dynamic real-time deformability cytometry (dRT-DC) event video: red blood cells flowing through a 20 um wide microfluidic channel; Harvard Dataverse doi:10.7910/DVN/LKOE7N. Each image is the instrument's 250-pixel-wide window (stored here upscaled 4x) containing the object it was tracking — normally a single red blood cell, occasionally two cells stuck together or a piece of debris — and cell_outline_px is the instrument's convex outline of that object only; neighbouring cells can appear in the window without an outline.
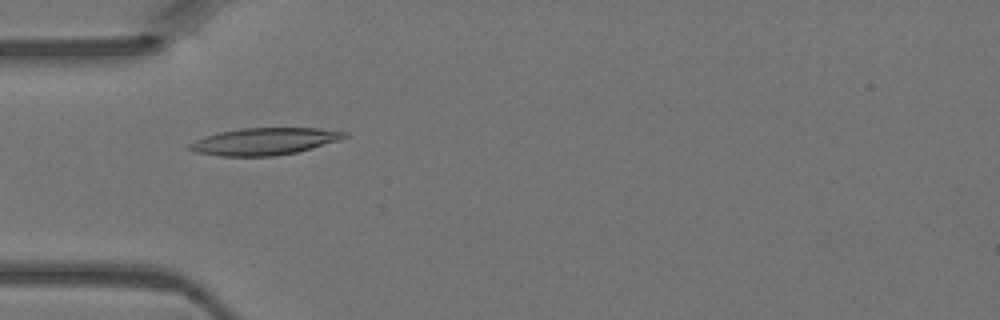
{"species": "Egyptian fruit bat (a non-hibernating species)", "species_latin": "Rousettus aegyptiacus", "temperature_condition": "warm", "stored_images_in_passage": 1, "camera_frame_rate_fps": 3000, "um_per_image_px": 0.085, "animal": {"sex": "female"}, "frame": {"image": 1, "passage_image": 1, "time_ms": 0.0, "image_size_px": [1000, 320], "cell_outline_px": [[348, 136], [340, 140], [312, 148], [296, 152], [276, 156], [220, 156], [196, 152], [188, 148], [188, 144], [204, 136], [220, 132], [244, 128], [320, 128], [348, 132]], "centroid_in_image_um": [22.5, 12.02], "position_along_channel_um": 62.5, "area_um2": 24.39}}